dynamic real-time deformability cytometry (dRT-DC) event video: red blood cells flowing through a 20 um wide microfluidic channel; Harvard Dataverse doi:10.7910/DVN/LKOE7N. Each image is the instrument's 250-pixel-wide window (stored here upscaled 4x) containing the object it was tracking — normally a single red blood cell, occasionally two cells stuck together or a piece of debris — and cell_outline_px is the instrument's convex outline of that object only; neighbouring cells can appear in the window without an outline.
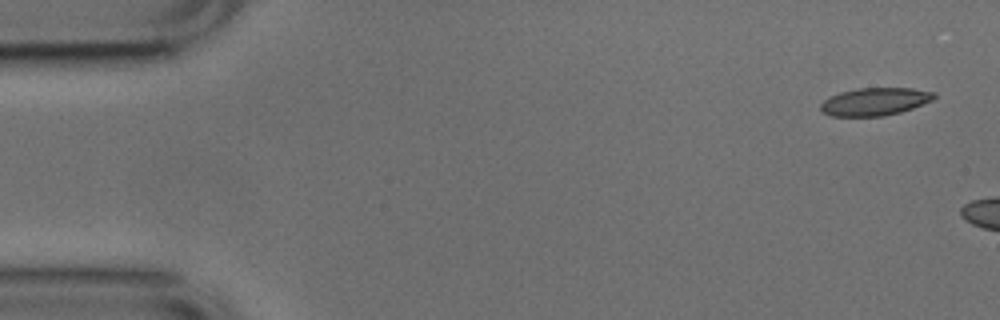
{"species": "common noctule bat (a hibernating species)", "species_latin": "Nyctalus noctula", "temperature_condition": "cold", "stored_images_in_passage": 3, "camera_frame_rate_fps": 3000, "um_per_image_px": 0.085, "animal": {"sex": "male", "body_mass_g": 17.9, "forearm_length_mm": 54.2}, "frame": {"image": 1, "passage_image": 1, "time_ms": 0.0, "image_size_px": [1000, 320], "cell_outline_px": [[936, 96], [932, 100], [912, 108], [900, 112], [884, 116], [832, 116], [824, 112], [820, 108], [820, 104], [824, 100], [840, 92], [860, 88], [912, 88], [936, 92]], "centroid_in_image_um": [74.39, 8.63], "position_along_channel_um": 10.6, "area_um2": 18.21}}